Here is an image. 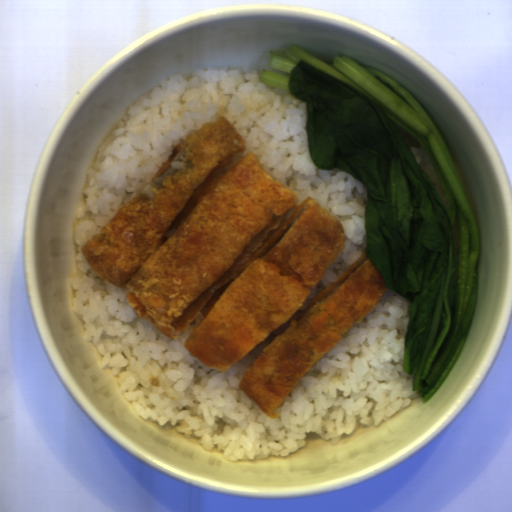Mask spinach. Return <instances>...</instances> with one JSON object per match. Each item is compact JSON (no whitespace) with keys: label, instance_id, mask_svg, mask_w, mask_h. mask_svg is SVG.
Segmentation results:
<instances>
[{"label":"spinach","instance_id":"obj_1","mask_svg":"<svg viewBox=\"0 0 512 512\" xmlns=\"http://www.w3.org/2000/svg\"><path fill=\"white\" fill-rule=\"evenodd\" d=\"M260 83L306 102L319 170L350 173L367 190L364 252L407 301L402 367L425 404L468 340L480 286V230L453 156L406 88L348 55L327 63L298 45L269 49Z\"/></svg>","mask_w":512,"mask_h":512}]
</instances>
